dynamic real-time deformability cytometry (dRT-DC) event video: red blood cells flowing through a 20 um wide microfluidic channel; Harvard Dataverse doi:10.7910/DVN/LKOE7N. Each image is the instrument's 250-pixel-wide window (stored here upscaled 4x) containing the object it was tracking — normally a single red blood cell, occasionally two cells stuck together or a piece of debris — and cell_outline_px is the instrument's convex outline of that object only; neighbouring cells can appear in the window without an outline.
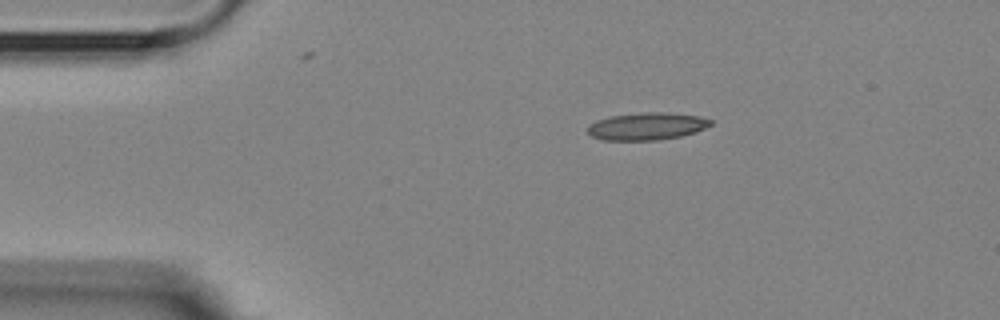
{"species": "Egyptian fruit bat (a non-hibernating species)", "species_latin": "Rousettus aegyptiacus", "temperature_condition": "room temperature", "stored_images_in_passage": 3, "segment_of_instrument_passage": [1, 2], "camera_frame_rate_fps": 3000, "um_per_image_px": 0.085, "animal": {"sex": "female"}, "frame": {"image": 1, "passage_image": 1, "time_ms": 0.0, "image_size_px": [1000, 320], "cell_outline_px": [[712, 124], [696, 132], [680, 136], [656, 140], [604, 140], [592, 136], [588, 132], [588, 124], [596, 120], [612, 116], [648, 112], [668, 112], [696, 116], [712, 120]], "centroid_in_image_um": [54.97, 10.73], "position_along_channel_um": 30.0, "area_um2": 19.42}}